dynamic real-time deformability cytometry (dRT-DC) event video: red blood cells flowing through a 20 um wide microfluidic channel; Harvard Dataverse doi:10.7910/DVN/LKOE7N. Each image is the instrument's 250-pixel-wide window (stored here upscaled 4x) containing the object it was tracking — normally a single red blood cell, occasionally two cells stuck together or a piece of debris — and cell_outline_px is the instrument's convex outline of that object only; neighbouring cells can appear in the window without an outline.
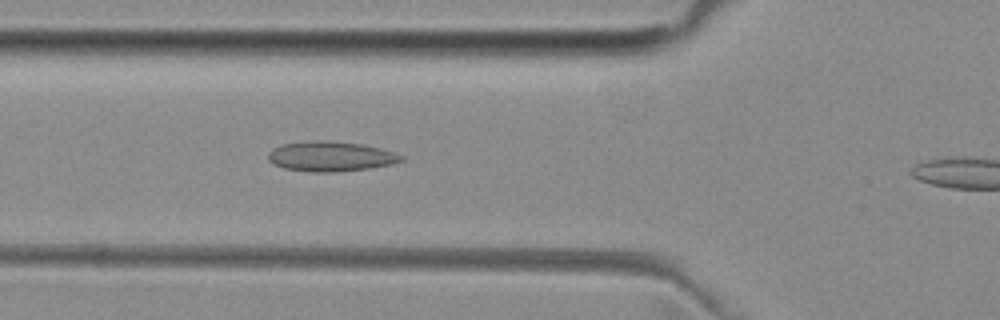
{"species": "common noctule bat (a hibernating species)", "species_latin": "Nyctalus noctula", "temperature_condition": "room temperature", "stored_images_in_passage": 8, "camera_frame_rate_fps": 3000, "um_per_image_px": 0.085, "animal": {"sex": "female", "body_mass_g": 29.2, "forearm_length_mm": 56.3}, "frame": {"image": 1, "passage_image": 7, "time_ms": 2.0, "image_size_px": [1000, 320], "cell_outline_px": [[404, 160], [392, 164], [368, 168], [336, 172], [312, 172], [284, 168], [272, 164], [268, 160], [268, 152], [272, 148], [284, 144], [312, 140], [316, 140], [360, 144], [380, 148], [404, 156]], "centroid_in_image_um": [28.07, 13.3], "position_along_channel_um": 97.7, "area_um2": 23.06}}